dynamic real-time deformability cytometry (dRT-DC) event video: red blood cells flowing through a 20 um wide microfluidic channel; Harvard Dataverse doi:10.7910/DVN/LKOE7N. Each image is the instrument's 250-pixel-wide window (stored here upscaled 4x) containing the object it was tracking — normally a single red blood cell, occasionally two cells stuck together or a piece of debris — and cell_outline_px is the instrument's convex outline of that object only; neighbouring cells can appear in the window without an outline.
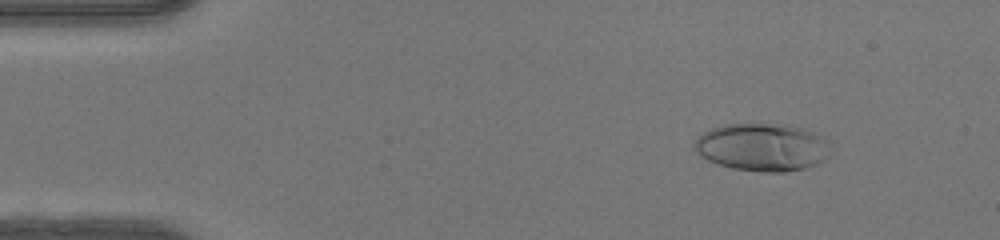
{"species": "human", "species_latin": "Homo sapiens", "temperature_condition": "warm", "stored_images_in_passage": 49, "camera_frame_rate_fps": 3000, "um_per_image_px": 0.085, "donor": {"sex": "female"}, "frame": {"image": 1, "passage_image": 6, "time_ms": 1.667, "image_size_px": [1000, 240], "cell_outline_px": [[828, 156], [816, 164], [804, 168], [784, 172], [764, 172], [732, 168], [708, 160], [700, 156], [696, 152], [692, 144], [704, 132], [712, 128], [724, 124], [788, 124], [804, 128], [824, 136], [828, 140]], "centroid_in_image_um": [64.8, 12.5], "position_along_channel_um": 20.2, "area_um2": 37.92}}
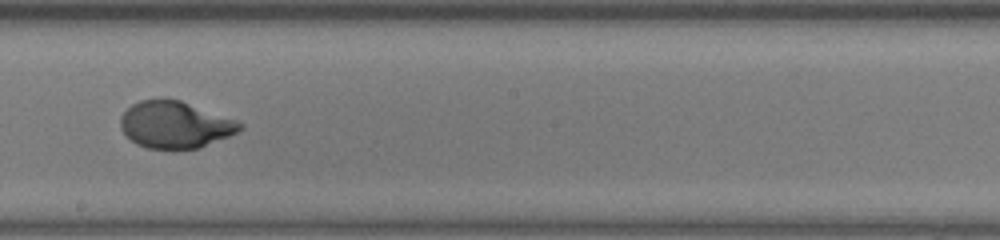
{"frame": {"image": 2, "passage_image": 28, "time_ms": 9.0, "image_size_px": [1000, 240], "cell_outline_px": [[244, 128], [228, 136], [200, 148], [172, 152], [148, 148], [136, 144], [120, 128], [120, 116], [132, 104], [140, 100], [160, 96], [164, 96], [180, 100], [236, 120], [244, 124]], "centroid_in_image_um": [14.85, 10.61], "position_along_channel_um": 233.3, "area_um2": 33.47}}
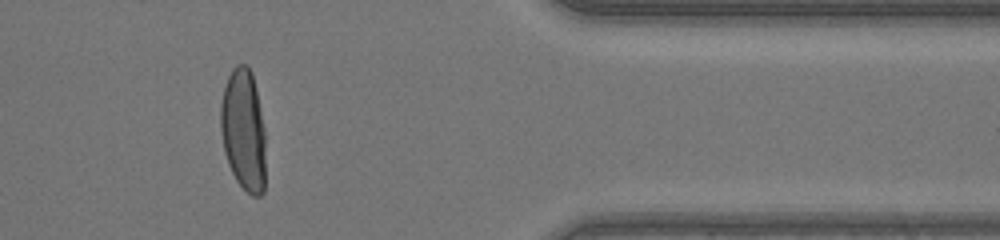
{"frame": {"image": 3, "passage_image": 41, "time_ms": 13.333, "image_size_px": [1000, 240], "cell_outline_px": [[264, 192], [260, 196], [252, 196], [236, 180], [228, 164], [224, 152], [220, 128], [220, 104], [224, 88], [228, 76], [232, 68], [236, 64], [248, 64], [252, 72], [260, 108], [264, 132]], "centroid_in_image_um": [20.67, 11.03], "position_along_channel_um": 390.7, "area_um2": 31.91}, "authors_computed_cell_mechanics": {"area_um2": 33.1194, "velocity_mm_per_s": 4.1802, "shape_relaxation_time_tau1_ms": 4.8161, "shape_relaxation_time_tau2_ms": null, "deformation_change_tau1": 0.2615, "deformation_change_tau2": null}}